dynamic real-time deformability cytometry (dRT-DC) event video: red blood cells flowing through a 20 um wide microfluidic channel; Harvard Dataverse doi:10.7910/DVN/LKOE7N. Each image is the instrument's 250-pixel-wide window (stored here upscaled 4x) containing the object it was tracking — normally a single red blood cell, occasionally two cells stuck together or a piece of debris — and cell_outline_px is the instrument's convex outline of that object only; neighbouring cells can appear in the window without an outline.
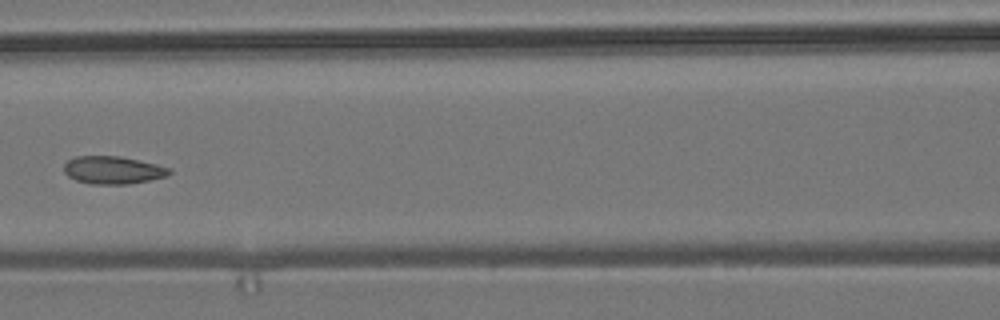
{"species": "common noctule bat (a hibernating species)", "species_latin": "Nyctalus noctula", "temperature_condition": "room temperature", "stored_images_in_passage": 7, "camera_frame_rate_fps": 3000, "um_per_image_px": 0.085, "animal": {"sex": "male", "body_mass_g": 19.2, "forearm_length_mm": 51.8}, "frame": {"image": 1, "passage_image": 7, "time_ms": 7.0, "image_size_px": [1000, 320], "cell_outline_px": [[172, 172], [168, 176], [128, 184], [92, 184], [76, 180], [68, 176], [64, 172], [64, 164], [68, 160], [76, 156], [120, 156], [156, 164], [172, 168]], "centroid_in_image_um": [9.61, 14.45], "position_along_channel_um": 157.0, "area_um2": 17.05}}